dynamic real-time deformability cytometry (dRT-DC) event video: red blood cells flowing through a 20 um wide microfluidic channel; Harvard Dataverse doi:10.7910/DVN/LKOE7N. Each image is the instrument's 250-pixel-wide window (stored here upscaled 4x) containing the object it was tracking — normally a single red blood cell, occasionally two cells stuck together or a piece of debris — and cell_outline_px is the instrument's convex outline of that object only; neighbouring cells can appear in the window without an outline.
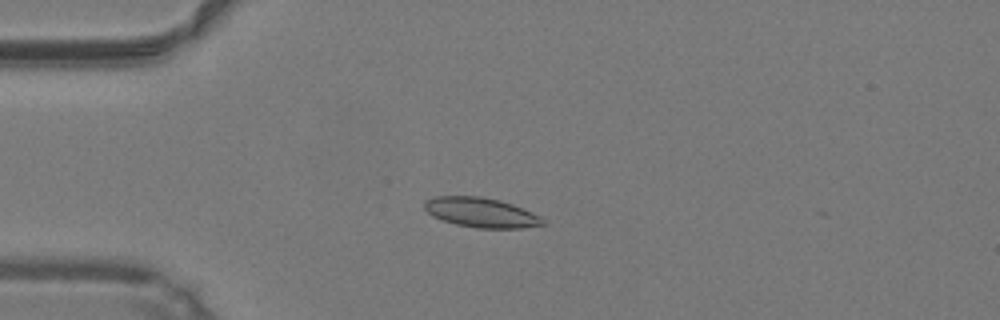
{"species": "common noctule bat (a hibernating species)", "species_latin": "Nyctalus noctula", "temperature_condition": "warm", "stored_images_in_passage": 44, "camera_frame_rate_fps": 3000, "um_per_image_px": 0.085, "animal": {"sex": "male", "body_mass_g": 19.2, "forearm_length_mm": 51.8}, "frame": {"image": 1, "passage_image": 12, "time_ms": 3.667, "image_size_px": [1000, 320], "cell_outline_px": [[548, 224], [520, 228], [476, 228], [456, 224], [432, 216], [424, 208], [424, 200], [436, 196], [480, 196], [500, 200], [512, 204], [532, 212], [540, 216]], "centroid_in_image_um": [40.9, 18.06], "position_along_channel_um": 44.1, "area_um2": 20.52}}
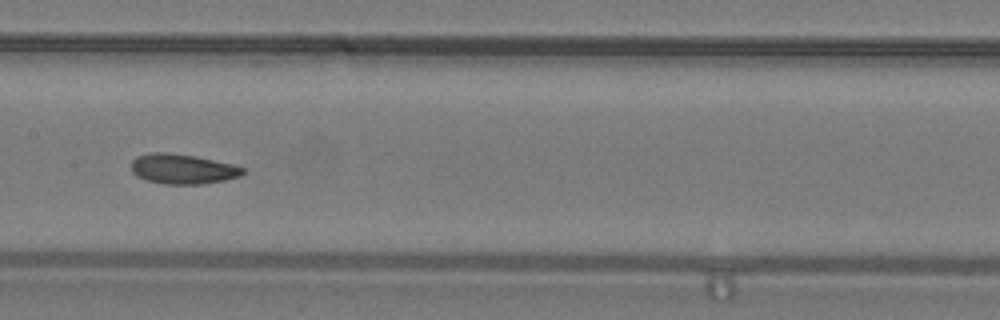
{"frame": {"image": 2, "passage_image": 24, "time_ms": 7.667, "image_size_px": [1000, 320], "cell_outline_px": [[244, 172], [240, 176], [224, 180], [204, 184], [164, 184], [148, 180], [136, 176], [132, 172], [132, 160], [136, 156], [152, 152], [168, 152], [196, 156], [232, 164], [244, 168]], "centroid_in_image_um": [15.51, 14.35], "position_along_channel_um": 191.9, "area_um2": 19.48}}
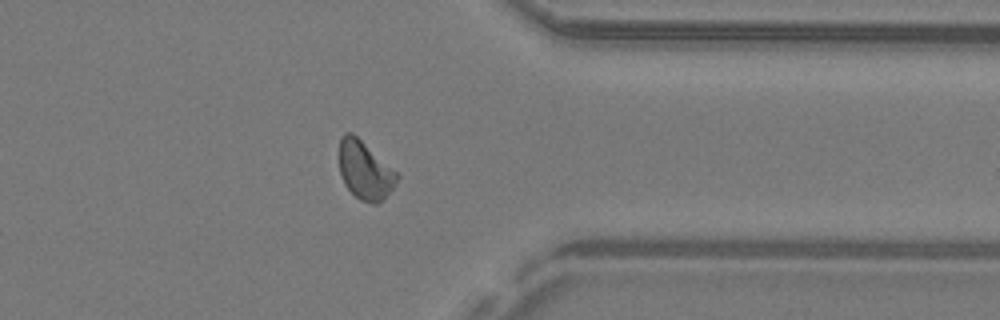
{"frame": {"image": 3, "passage_image": 38, "time_ms": 12.333, "image_size_px": [1000, 320], "cell_outline_px": [[400, 176], [392, 188], [376, 204], [372, 204], [360, 200], [344, 184], [340, 172], [340, 136], [344, 132], [352, 132], [396, 172]], "centroid_in_image_um": [30.99, 14.46], "position_along_channel_um": 380.4, "area_um2": 19.07}}